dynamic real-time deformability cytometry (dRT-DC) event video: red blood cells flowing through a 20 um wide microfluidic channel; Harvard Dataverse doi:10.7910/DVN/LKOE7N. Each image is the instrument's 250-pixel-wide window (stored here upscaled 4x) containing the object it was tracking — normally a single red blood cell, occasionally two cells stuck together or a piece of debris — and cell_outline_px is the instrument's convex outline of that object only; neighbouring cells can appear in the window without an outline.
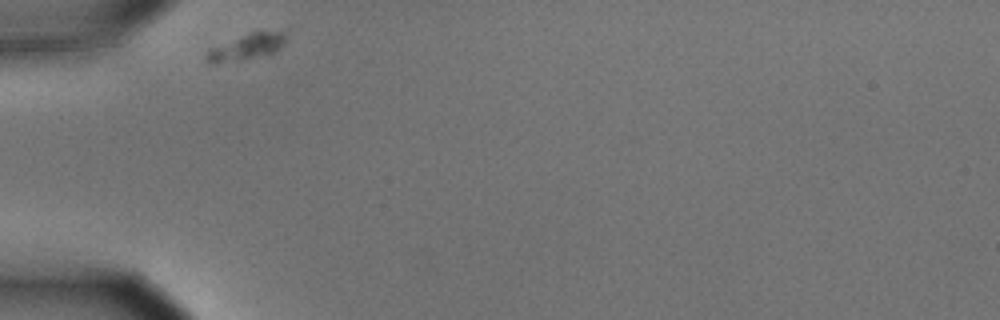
{"species": "common noctule bat (a hibernating species)", "species_latin": "Nyctalus noctula", "temperature_condition": "cold", "stored_images_in_passage": 36, "camera_frame_rate_fps": 3000, "um_per_image_px": 0.085, "animal": {"sex": "male", "body_mass_g": 15.6}, "frame": {"image": 1, "passage_image": 1, "time_ms": 0.0, "image_size_px": [1000, 320], "cell_outline_px": [[288, 36], [284, 44], [276, 52], [216, 64], [208, 64], [204, 60], [204, 56], [208, 48], [252, 32], [284, 32]], "centroid_in_image_um": [20.89, 4.0], "position_along_channel_um": 64.1, "area_um2": 11.96}}
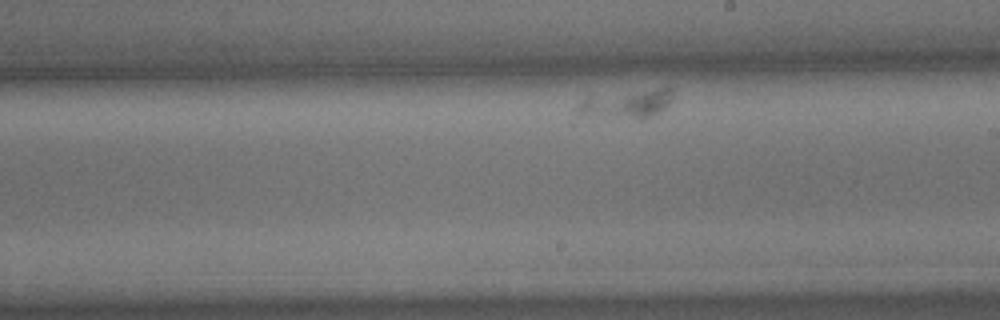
{"frame": {"image": 2, "passage_image": 20, "time_ms": 6.333, "image_size_px": [1000, 320], "cell_outline_px": [[672, 100], [660, 112], [652, 116], [640, 120], [576, 112], [576, 104], [584, 96], [656, 88], [672, 88]], "centroid_in_image_um": [53.29, 8.8], "position_along_channel_um": 235.7, "area_um2": 15.84}}
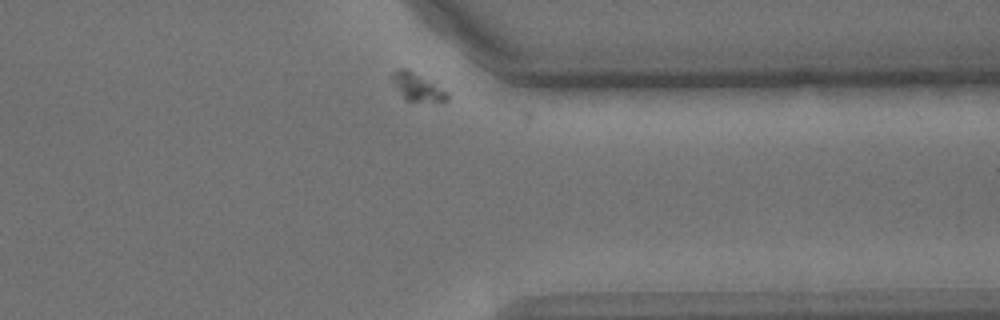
{"frame": {"image": 3, "passage_image": 35, "time_ms": 11.333, "image_size_px": [1000, 320], "cell_outline_px": [[448, 100], [436, 104], [404, 100], [388, 76], [392, 72], [400, 68], [408, 68], [436, 80], [448, 92]], "centroid_in_image_um": [35.53, 7.38], "position_along_channel_um": 375.9, "area_um2": 10.06}}